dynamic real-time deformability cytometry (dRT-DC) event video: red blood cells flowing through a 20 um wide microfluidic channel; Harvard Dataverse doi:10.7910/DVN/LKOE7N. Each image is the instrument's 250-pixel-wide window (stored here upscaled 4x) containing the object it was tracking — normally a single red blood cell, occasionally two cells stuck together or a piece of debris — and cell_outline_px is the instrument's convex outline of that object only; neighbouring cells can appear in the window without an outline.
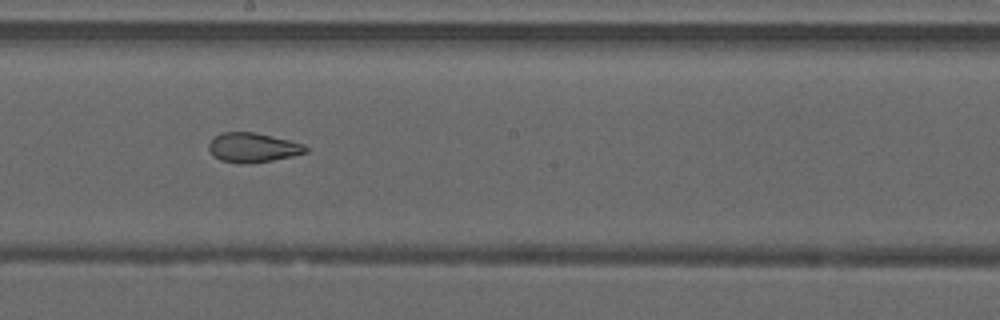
{"species": "common noctule bat (a hibernating species)", "species_latin": "Nyctalus noctula", "temperature_condition": "warm", "stored_images_in_passage": 37, "camera_frame_rate_fps": 3000, "um_per_image_px": 0.085, "animal": {"sex": "male", "forearm_length_mm": 52.5}, "frame": {"image": 1, "passage_image": 16, "time_ms": 5.0, "image_size_px": [1000, 320], "cell_outline_px": [[308, 152], [292, 156], [272, 160], [248, 164], [240, 164], [220, 160], [212, 156], [208, 148], [208, 144], [216, 136], [224, 132], [256, 132], [304, 144], [308, 148]], "centroid_in_image_um": [21.48, 12.55], "position_along_channel_um": 226.7, "area_um2": 16.7}, "authors_computed_cell_mechanics": {"area_um2": 17.9758, "velocity_mm_per_s": 4.2295, "shape_relaxation_time_tau1_ms": null, "shape_relaxation_time_tau2_ms": 1.5092, "deformation_change_tau1": null, "deformation_change_tau2": 0.0881}}